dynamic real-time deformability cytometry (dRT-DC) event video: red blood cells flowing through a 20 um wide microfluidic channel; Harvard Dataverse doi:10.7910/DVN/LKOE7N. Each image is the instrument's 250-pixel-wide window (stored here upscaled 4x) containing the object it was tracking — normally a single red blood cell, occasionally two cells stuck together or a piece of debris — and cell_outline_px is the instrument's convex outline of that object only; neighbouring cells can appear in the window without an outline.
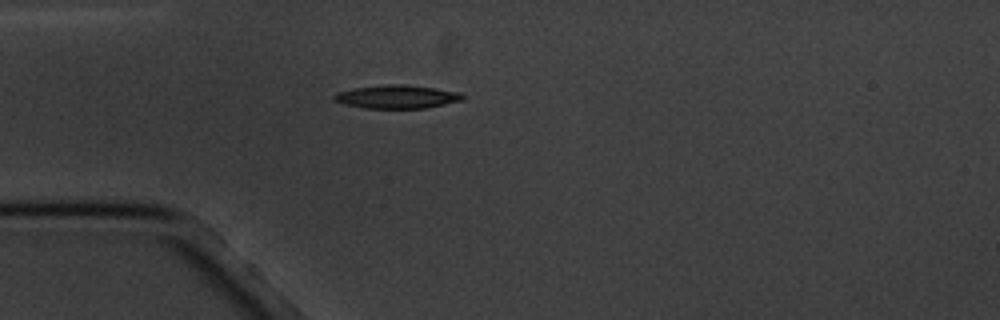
{"species": "common noctule bat (a hibernating species)", "species_latin": "Nyctalus noctula", "temperature_condition": "cold", "stored_images_in_passage": 1, "camera_frame_rate_fps": 3000, "um_per_image_px": 0.085, "animal": {"sex": "male", "body_mass_g": 20.1, "forearm_length_mm": 53.5}, "frame": {"image": 1, "passage_image": 1, "time_ms": 0.0, "image_size_px": [1000, 320], "cell_outline_px": [[464, 100], [428, 108], [364, 108], [344, 104], [332, 100], [332, 96], [336, 92], [352, 88], [388, 84], [404, 84], [436, 88], [460, 92], [464, 96]], "centroid_in_image_um": [33.73, 8.22], "position_along_channel_um": 51.3, "area_um2": 17.74}}